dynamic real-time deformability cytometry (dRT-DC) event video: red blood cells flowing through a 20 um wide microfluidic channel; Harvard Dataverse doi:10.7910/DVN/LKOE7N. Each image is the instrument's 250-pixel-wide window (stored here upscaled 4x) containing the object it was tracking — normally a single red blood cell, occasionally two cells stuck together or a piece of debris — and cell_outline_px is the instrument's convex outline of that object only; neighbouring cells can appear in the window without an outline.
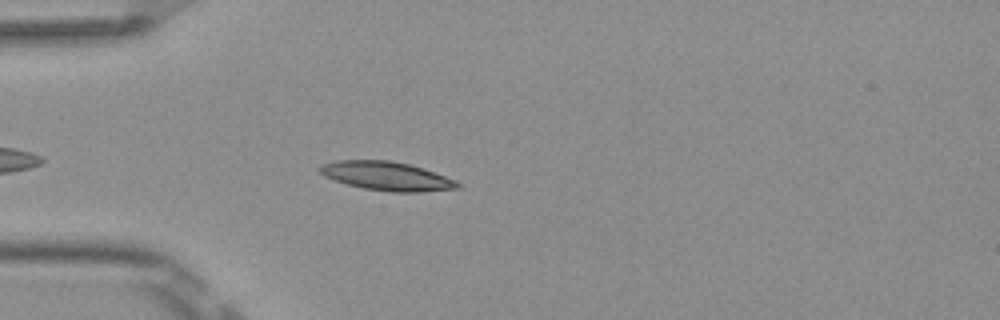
{"species": "Egyptian fruit bat (a non-hibernating species)", "species_latin": "Rousettus aegyptiacus", "temperature_condition": "room temperature", "stored_images_in_passage": 2, "camera_frame_rate_fps": 3000, "um_per_image_px": 0.085, "frame": {"image": 1, "passage_image": 2, "time_ms": 0.333, "image_size_px": [1000, 320], "cell_outline_px": [[464, 184], [460, 188], [420, 192], [388, 192], [364, 188], [348, 184], [324, 176], [320, 172], [320, 164], [336, 160], [388, 160], [408, 164], [424, 168], [456, 180]], "centroid_in_image_um": [32.92, 14.97], "position_along_channel_um": 52.1, "area_um2": 23.18}}